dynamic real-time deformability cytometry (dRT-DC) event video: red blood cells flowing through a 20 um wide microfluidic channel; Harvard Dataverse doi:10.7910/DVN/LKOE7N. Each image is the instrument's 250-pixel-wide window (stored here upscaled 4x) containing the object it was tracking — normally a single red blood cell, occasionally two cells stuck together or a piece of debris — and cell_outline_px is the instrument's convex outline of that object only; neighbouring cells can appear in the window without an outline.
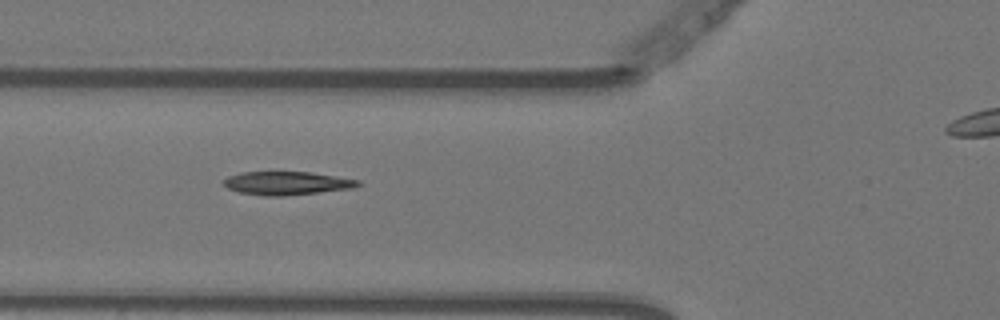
{"species": "Egyptian fruit bat (a non-hibernating species)", "species_latin": "Rousettus aegyptiacus", "temperature_condition": "warm", "stored_images_in_passage": 4, "segment_of_instrument_passage": [1, 2], "camera_frame_rate_fps": 3000, "um_per_image_px": 0.085, "animal": {"sex": "female"}, "frame": {"image": 1, "passage_image": 2, "time_ms": 0.333, "image_size_px": [1000, 320], "cell_outline_px": [[360, 184], [352, 188], [284, 196], [264, 196], [240, 192], [228, 188], [224, 184], [224, 180], [228, 176], [240, 172], [308, 172], [360, 180]], "centroid_in_image_um": [24.35, 15.57], "position_along_channel_um": 101.5, "area_um2": 18.03}}
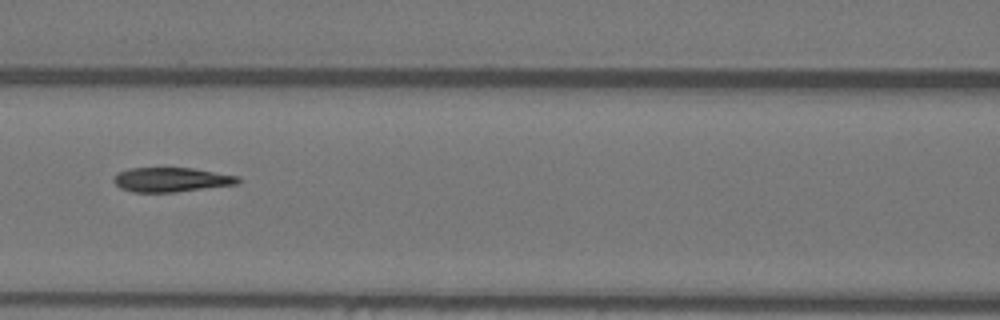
{"frame": {"image": 2, "passage_image": 3, "time_ms": 0.667, "image_size_px": [1000, 320], "cell_outline_px": [[240, 180], [236, 184], [176, 192], [132, 192], [120, 188], [112, 180], [116, 172], [128, 168], [192, 168], [240, 176]], "centroid_in_image_um": [14.52, 15.27], "position_along_channel_um": 152.1, "area_um2": 17.74}}